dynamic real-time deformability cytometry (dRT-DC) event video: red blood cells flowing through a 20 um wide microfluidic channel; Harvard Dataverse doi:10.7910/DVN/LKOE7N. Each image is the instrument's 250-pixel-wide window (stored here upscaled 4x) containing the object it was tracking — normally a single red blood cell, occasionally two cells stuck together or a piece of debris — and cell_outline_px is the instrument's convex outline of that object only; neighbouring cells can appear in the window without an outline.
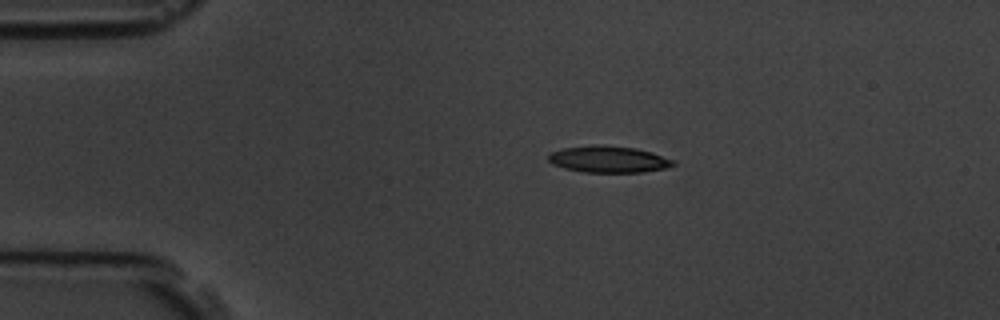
{"species": "common noctule bat (a hibernating species)", "species_latin": "Nyctalus noctula", "temperature_condition": "room temperature", "stored_images_in_passage": 5, "camera_frame_rate_fps": 3000, "um_per_image_px": 0.085, "animal": {"sex": "male", "body_mass_g": 19.5, "forearm_length_mm": 54.6}, "frame": {"image": 1, "passage_image": 1, "time_ms": 0.0, "image_size_px": [1000, 320], "cell_outline_px": [[676, 164], [664, 168], [640, 172], [584, 172], [564, 168], [552, 164], [548, 160], [548, 152], [564, 148], [596, 144], [600, 144], [636, 148], [652, 152], [676, 160]], "centroid_in_image_um": [51.71, 13.53], "position_along_channel_um": 33.3, "area_um2": 19.48}}
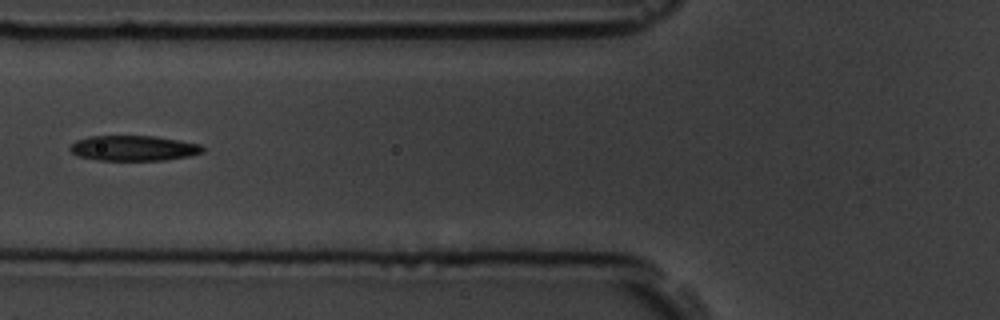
{"frame": {"image": 2, "passage_image": 4, "time_ms": 3.333, "image_size_px": [1000, 320], "cell_outline_px": [[204, 152], [188, 156], [164, 160], [96, 160], [80, 156], [72, 152], [68, 148], [76, 140], [88, 136], [156, 136], [200, 144], [204, 148]], "centroid_in_image_um": [11.35, 12.59], "position_along_channel_um": 114.4, "area_um2": 19.48}}
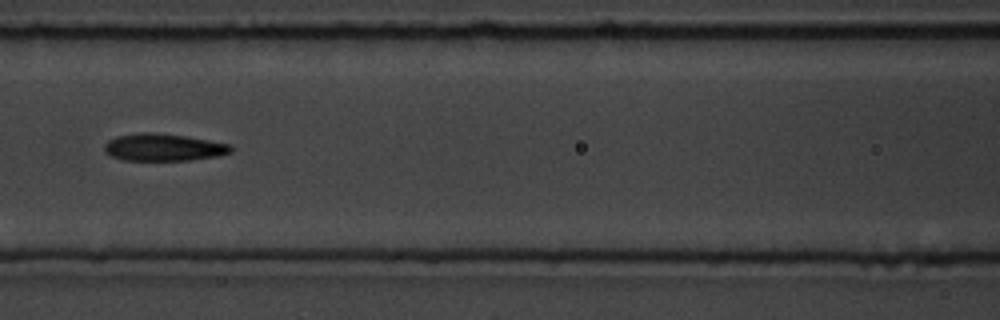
{"frame": {"image": 3, "passage_image": 5, "time_ms": 4.333, "image_size_px": [1000, 320], "cell_outline_px": [[232, 152], [220, 156], [188, 160], [124, 160], [112, 156], [104, 152], [104, 144], [108, 140], [116, 136], [140, 132], [152, 132], [184, 136], [232, 144]], "centroid_in_image_um": [13.89, 12.52], "position_along_channel_um": 152.7, "area_um2": 20.17}}